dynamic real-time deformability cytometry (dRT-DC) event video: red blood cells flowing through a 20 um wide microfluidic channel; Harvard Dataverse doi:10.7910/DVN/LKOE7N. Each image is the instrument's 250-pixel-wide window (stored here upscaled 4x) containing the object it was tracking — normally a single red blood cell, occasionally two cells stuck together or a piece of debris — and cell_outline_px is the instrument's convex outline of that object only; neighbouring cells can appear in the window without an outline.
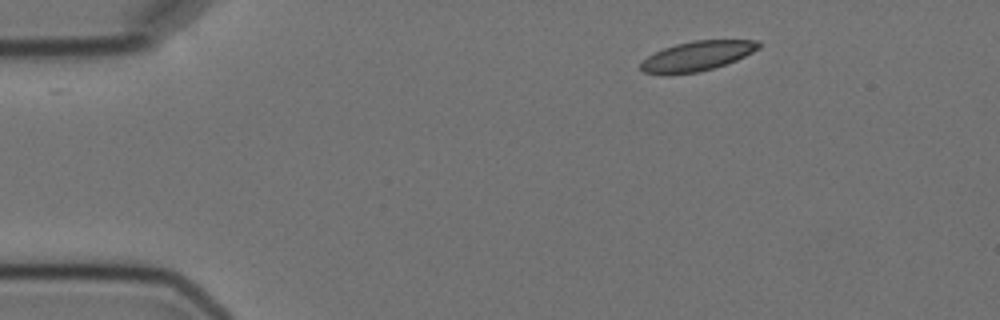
{"species": "Egyptian fruit bat (a non-hibernating species)", "species_latin": "Rousettus aegyptiacus", "temperature_condition": "cold", "stored_images_in_passage": 3, "camera_frame_rate_fps": 3000, "um_per_image_px": 0.085, "animal": {"sex": "female"}, "frame": {"image": 1, "passage_image": 1, "time_ms": 0.0, "image_size_px": [1000, 320], "cell_outline_px": [[760, 48], [736, 60], [712, 68], [696, 72], [644, 72], [640, 68], [640, 64], [648, 56], [664, 48], [676, 44], [692, 40], [756, 40], [760, 44]], "centroid_in_image_um": [59.31, 4.72], "position_along_channel_um": 25.7, "area_um2": 19.59}}